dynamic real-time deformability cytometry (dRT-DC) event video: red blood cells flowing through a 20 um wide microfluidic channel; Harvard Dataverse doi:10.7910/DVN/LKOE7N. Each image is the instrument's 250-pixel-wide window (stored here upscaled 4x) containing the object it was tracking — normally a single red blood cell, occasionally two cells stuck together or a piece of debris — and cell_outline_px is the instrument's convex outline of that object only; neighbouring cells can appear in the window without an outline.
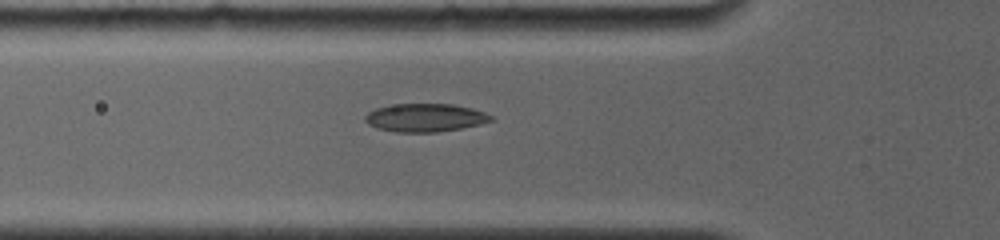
{"species": "common noctule bat (a hibernating species)", "species_latin": "Nyctalus noctula", "temperature_condition": "room temperature", "stored_images_in_passage": 40, "camera_frame_rate_fps": 4000, "um_per_image_px": 0.085, "animal": {"sex": "female", "body_mass_g": 19.0, "forearm_length_mm": 56.7}, "frame": {"image": 1, "passage_image": 2, "time_ms": 0.5, "image_size_px": [1000, 240], "cell_outline_px": [[492, 120], [480, 124], [460, 128], [436, 132], [396, 132], [376, 128], [368, 124], [364, 120], [364, 116], [368, 112], [376, 108], [396, 104], [452, 104], [472, 108], [484, 112], [492, 116]], "centroid_in_image_um": [36.1, 10.0], "position_along_channel_um": 89.7, "area_um2": 20.58}}
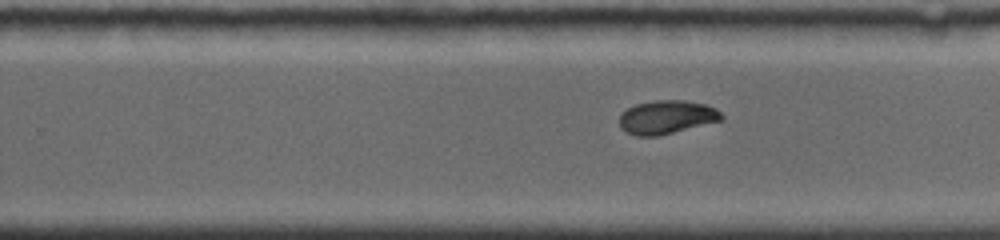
{"frame": {"image": 2, "passage_image": 15, "time_ms": 5.25, "image_size_px": [1000, 240], "cell_outline_px": [[724, 120], [656, 136], [636, 136], [620, 128], [620, 116], [628, 108], [636, 104], [656, 100], [684, 100], [704, 104], [716, 108], [724, 116]], "centroid_in_image_um": [56.7, 9.95], "position_along_channel_um": 273.1, "area_um2": 19.83}}
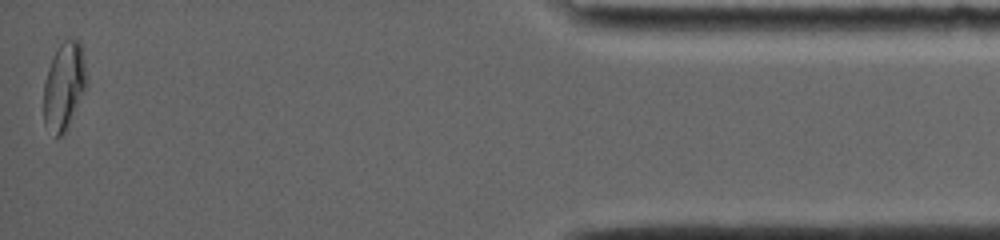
{"frame": {"image": 3, "passage_image": 38, "time_ms": 11.0, "image_size_px": [1000, 240], "cell_outline_px": [[84, 88], [68, 124], [64, 132], [60, 136], [56, 136], [44, 124], [44, 80], [52, 56], [60, 44], [64, 40], [80, 40], [84, 68]], "centroid_in_image_um": [5.38, 7.29], "position_along_channel_um": 429.8, "area_um2": 20.81}}